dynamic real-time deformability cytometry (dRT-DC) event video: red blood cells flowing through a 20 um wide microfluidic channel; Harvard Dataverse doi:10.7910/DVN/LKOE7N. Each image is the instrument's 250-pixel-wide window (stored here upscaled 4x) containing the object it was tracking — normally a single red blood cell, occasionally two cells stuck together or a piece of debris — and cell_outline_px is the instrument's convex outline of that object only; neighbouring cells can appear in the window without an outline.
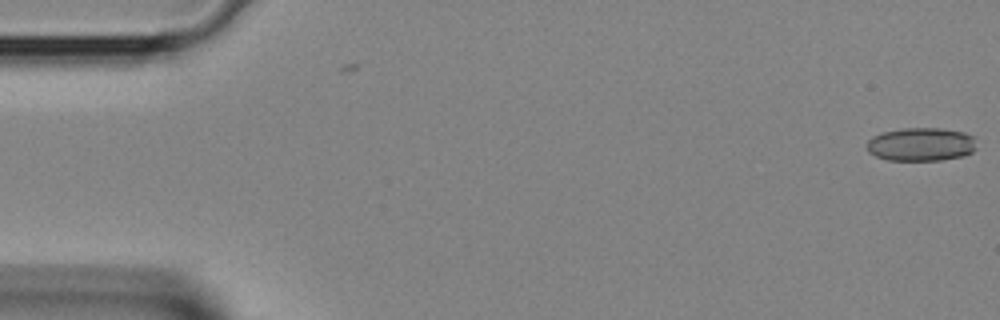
{"species": "Egyptian fruit bat (a non-hibernating species)", "species_latin": "Rousettus aegyptiacus", "temperature_condition": "room temperature", "stored_images_in_passage": 2, "camera_frame_rate_fps": 3000, "um_per_image_px": 0.085, "animal": {"sex": "female"}, "frame": {"image": 1, "passage_image": 2, "time_ms": 0.333, "image_size_px": [1000, 320], "cell_outline_px": [[976, 148], [972, 152], [964, 156], [940, 160], [888, 160], [876, 156], [868, 152], [864, 144], [872, 136], [880, 132], [904, 128], [940, 128], [964, 132], [976, 136]], "centroid_in_image_um": [78.28, 12.26], "position_along_channel_um": 6.7, "area_um2": 21.79}}